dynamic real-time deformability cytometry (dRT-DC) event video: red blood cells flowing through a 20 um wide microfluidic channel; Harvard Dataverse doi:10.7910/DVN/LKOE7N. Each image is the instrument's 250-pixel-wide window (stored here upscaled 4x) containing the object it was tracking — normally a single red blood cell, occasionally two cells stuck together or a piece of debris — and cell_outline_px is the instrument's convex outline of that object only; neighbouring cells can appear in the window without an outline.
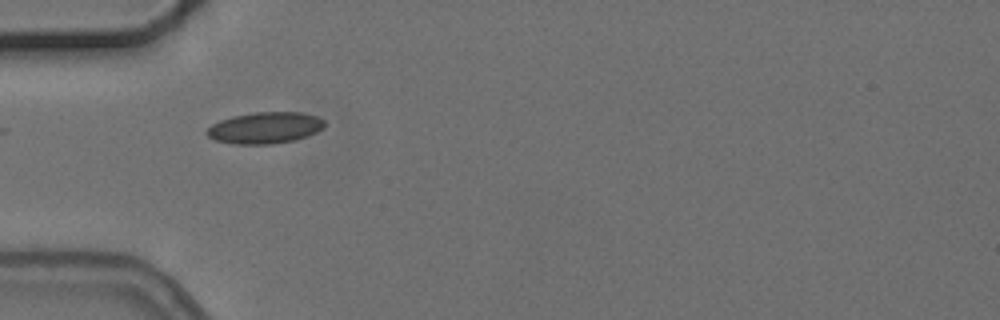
{"species": "common noctule bat (a hibernating species)", "species_latin": "Nyctalus noctula", "temperature_condition": "cold", "stored_images_in_passage": 3, "camera_frame_rate_fps": 3000, "um_per_image_px": 0.085, "animal": {"sex": "female", "body_mass_g": 24.6, "forearm_length_mm": 56.2}, "frame": {"image": 1, "passage_image": 3, "time_ms": 2.333, "image_size_px": [1000, 320], "cell_outline_px": [[324, 128], [308, 136], [292, 140], [272, 144], [232, 144], [212, 140], [204, 132], [212, 124], [220, 120], [232, 116], [256, 112], [300, 112], [316, 116], [324, 120]], "centroid_in_image_um": [22.49, 10.87], "position_along_channel_um": 62.5, "area_um2": 21.68}}